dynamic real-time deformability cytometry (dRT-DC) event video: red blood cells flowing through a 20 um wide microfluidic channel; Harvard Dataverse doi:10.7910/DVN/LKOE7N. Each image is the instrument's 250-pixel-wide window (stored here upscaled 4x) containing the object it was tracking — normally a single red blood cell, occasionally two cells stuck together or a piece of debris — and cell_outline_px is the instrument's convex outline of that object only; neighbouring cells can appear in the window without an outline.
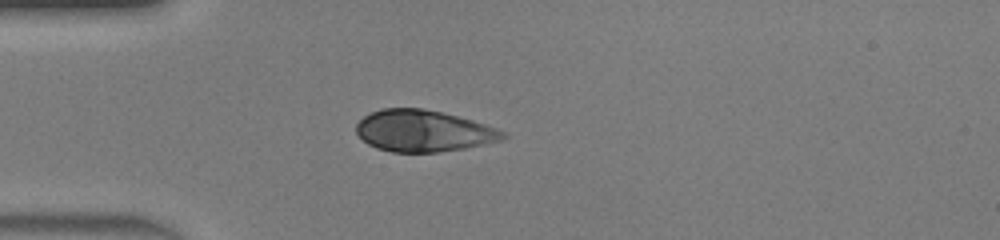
{"species": "human", "species_latin": "Homo sapiens", "temperature_condition": "warm", "stored_images_in_passage": 35, "camera_frame_rate_fps": 3000, "um_per_image_px": 0.085, "donor": {"sex": "male"}, "frame": {"image": 1, "passage_image": 1, "time_ms": 0.0, "image_size_px": [1000, 240], "cell_outline_px": [[508, 136], [500, 140], [484, 144], [464, 148], [440, 152], [392, 152], [376, 148], [368, 144], [356, 132], [356, 124], [364, 116], [380, 108], [424, 108], [444, 112], [472, 120], [496, 128], [504, 132]], "centroid_in_image_um": [35.97, 11.12], "position_along_channel_um": 49.0, "area_um2": 35.49}}
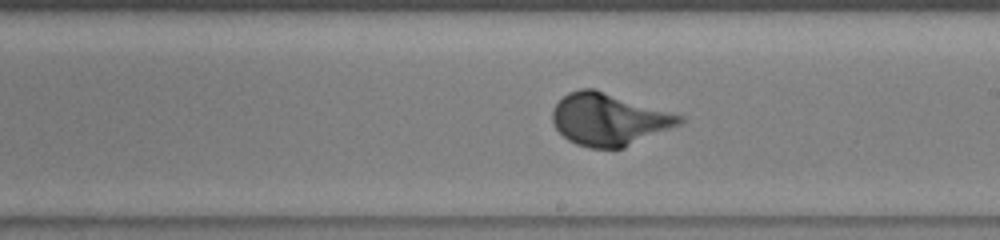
{"frame": {"image": 2, "passage_image": 15, "time_ms": 4.667, "image_size_px": [1000, 240], "cell_outline_px": [[684, 120], [680, 124], [624, 148], [588, 148], [576, 144], [568, 140], [556, 128], [552, 120], [552, 112], [556, 104], [568, 92], [580, 88], [592, 88], [684, 116]], "centroid_in_image_um": [51.74, 10.15], "position_along_channel_um": 237.3, "area_um2": 38.26}}
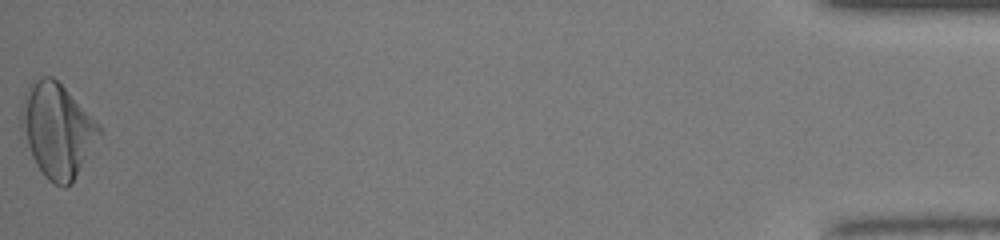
{"frame": {"image": 3, "passage_image": 35, "time_ms": 11.333, "image_size_px": [1000, 240], "cell_outline_px": [[100, 132], [72, 184], [64, 188], [60, 188], [48, 180], [44, 176], [36, 164], [32, 156], [20, 128], [20, 112], [24, 92], [40, 76], [52, 76], [100, 124]], "centroid_in_image_um": [4.82, 11.09], "position_along_channel_um": 430.4, "area_um2": 42.08}, "authors_computed_cell_mechanics": {"area_um2": 37.7434, "velocity_mm_per_s": 4.3536, "shape_relaxation_time_tau1_ms": 2.0023, "shape_relaxation_time_tau2_ms": null, "deformation_change_tau1": 0.1747, "deformation_change_tau2": null}}